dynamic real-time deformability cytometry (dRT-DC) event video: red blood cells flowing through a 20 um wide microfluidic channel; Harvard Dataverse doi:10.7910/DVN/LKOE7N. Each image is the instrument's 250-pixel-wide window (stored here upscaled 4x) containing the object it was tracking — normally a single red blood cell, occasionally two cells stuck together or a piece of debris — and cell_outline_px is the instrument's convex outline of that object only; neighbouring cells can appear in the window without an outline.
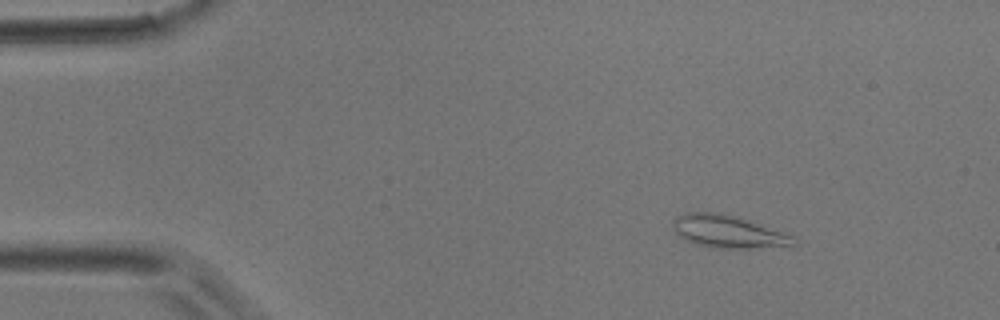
{"species": "common noctule bat (a hibernating species)", "species_latin": "Nyctalus noctula", "temperature_condition": "room temperature", "stored_images_in_passage": 2, "camera_frame_rate_fps": 3000, "um_per_image_px": 0.085, "animal": {"sex": "male", "body_mass_g": 17.9}, "frame": {"image": 1, "passage_image": 1, "time_ms": 0.0, "image_size_px": [1000, 320], "cell_outline_px": [[796, 244], [752, 248], [716, 248], [696, 244], [680, 236], [676, 232], [672, 224], [672, 220], [676, 216], [684, 212], [712, 212], [732, 216], [792, 236]], "centroid_in_image_um": [61.76, 19.69], "position_along_channel_um": 23.2, "area_um2": 21.96}}